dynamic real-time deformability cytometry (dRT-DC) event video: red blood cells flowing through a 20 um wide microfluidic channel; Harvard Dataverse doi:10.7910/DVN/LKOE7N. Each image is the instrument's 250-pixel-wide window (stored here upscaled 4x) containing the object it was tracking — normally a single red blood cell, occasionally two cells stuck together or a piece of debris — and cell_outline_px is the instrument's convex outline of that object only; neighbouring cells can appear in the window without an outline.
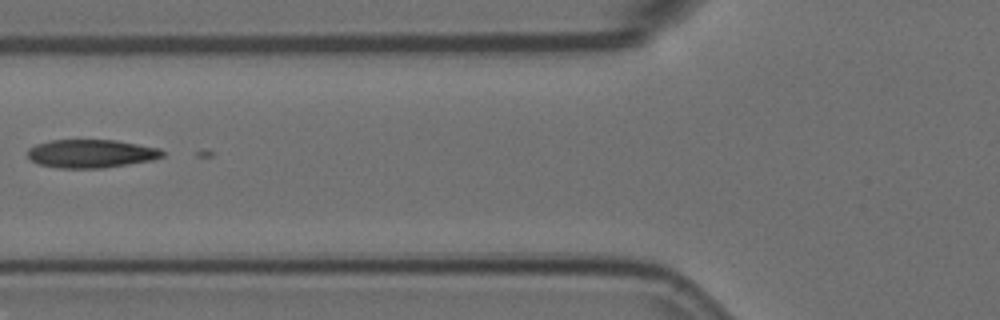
{"species": "Egyptian fruit bat (a non-hibernating species)", "species_latin": "Rousettus aegyptiacus", "temperature_condition": "room temperature", "stored_images_in_passage": 2, "camera_frame_rate_fps": 3000, "um_per_image_px": 0.085, "animal": {"sex": "female"}, "frame": {"image": 1, "passage_image": 2, "time_ms": 0.333, "image_size_px": [1000, 320], "cell_outline_px": [[164, 156], [152, 160], [104, 168], [56, 168], [40, 164], [32, 160], [28, 156], [28, 148], [36, 144], [52, 140], [116, 140], [160, 148], [164, 152]], "centroid_in_image_um": [7.76, 13.06], "position_along_channel_um": 118.0, "area_um2": 22.25}}